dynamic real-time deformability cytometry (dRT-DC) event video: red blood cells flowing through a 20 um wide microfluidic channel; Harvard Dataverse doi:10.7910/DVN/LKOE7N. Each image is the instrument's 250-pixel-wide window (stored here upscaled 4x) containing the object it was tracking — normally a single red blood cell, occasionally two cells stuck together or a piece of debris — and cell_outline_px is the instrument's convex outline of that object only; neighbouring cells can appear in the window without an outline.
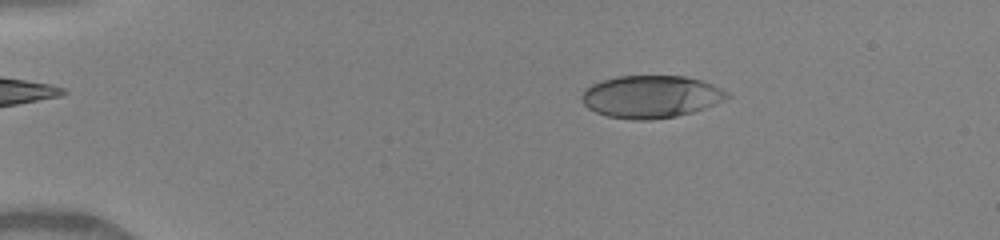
{"species": "human", "species_latin": "Homo sapiens", "temperature_condition": "warm", "stored_images_in_passage": 36, "camera_frame_rate_fps": 3000, "um_per_image_px": 0.085, "donor": {"sex": "female"}, "frame": {"image": 1, "passage_image": 6, "time_ms": 2.333, "image_size_px": [1000, 240], "cell_outline_px": [[732, 96], [716, 104], [692, 112], [676, 116], [648, 120], [632, 120], [608, 116], [596, 112], [588, 108], [580, 100], [580, 96], [584, 88], [592, 84], [616, 76], [684, 76], [700, 80], [712, 84], [728, 92]], "centroid_in_image_um": [55.31, 8.22], "position_along_channel_um": 29.7, "area_um2": 36.07}}
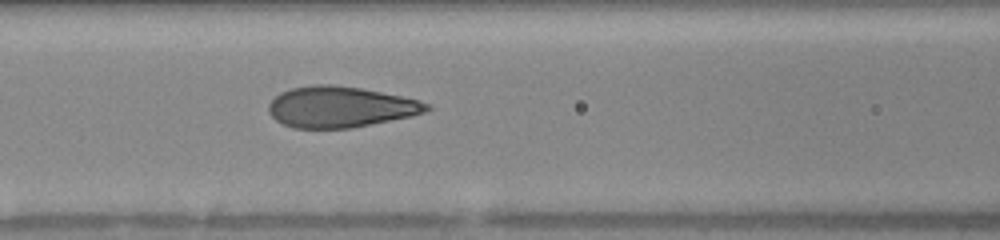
{"frame": {"image": 2, "passage_image": 14, "time_ms": 6.667, "image_size_px": [1000, 240], "cell_outline_px": [[432, 108], [424, 112], [412, 116], [352, 128], [292, 128], [276, 120], [268, 112], [268, 104], [280, 92], [292, 88], [316, 84], [332, 84], [360, 88], [420, 100], [432, 104]], "centroid_in_image_um": [28.94, 9.09], "position_along_channel_um": 137.7, "area_um2": 37.74}}
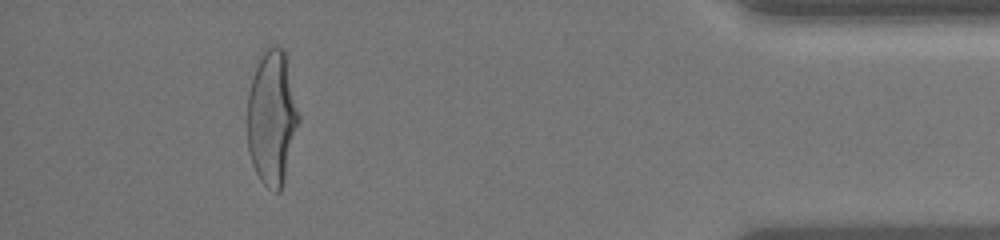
{"frame": {"image": 3, "passage_image": 29, "time_ms": 14.333, "image_size_px": [1000, 240], "cell_outline_px": [[300, 120], [284, 180], [280, 192], [276, 192], [268, 188], [260, 180], [252, 164], [248, 152], [248, 92], [260, 52], [268, 44], [272, 44], [284, 48], [300, 116]], "centroid_in_image_um": [23.12, 9.96], "position_along_channel_um": 412.1, "area_um2": 40.63}, "authors_computed_cell_mechanics": {"area_um2": 37.859, "velocity_mm_per_s": 4.1899, "shape_relaxation_time_tau1_ms": 4.0547, "shape_relaxation_time_tau2_ms": null, "deformation_change_tau1": 0.1914, "deformation_change_tau2": null}}